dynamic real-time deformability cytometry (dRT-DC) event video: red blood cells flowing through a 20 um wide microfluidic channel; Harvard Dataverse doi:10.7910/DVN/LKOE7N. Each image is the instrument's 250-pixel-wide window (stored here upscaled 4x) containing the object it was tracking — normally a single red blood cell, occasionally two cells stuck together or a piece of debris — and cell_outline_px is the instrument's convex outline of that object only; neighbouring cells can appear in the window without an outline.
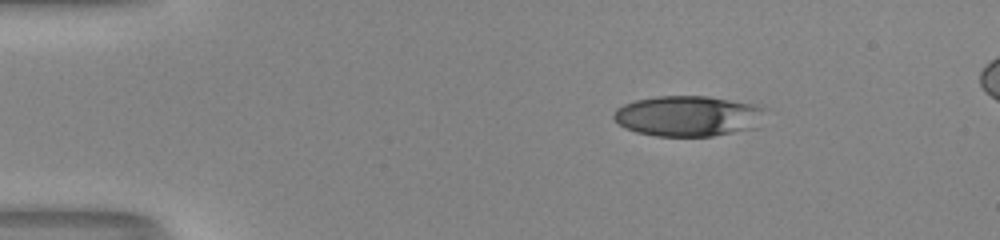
{"species": "human", "species_latin": "Homo sapiens", "temperature_condition": "room temperature", "stored_images_in_passage": 44, "camera_frame_rate_fps": 3000, "um_per_image_px": 0.085, "donor": {"sex": "male"}, "frame": {"image": 1, "passage_image": 1, "time_ms": 0.0, "image_size_px": [1000, 240], "cell_outline_px": [[768, 108], [760, 128], [712, 136], [656, 136], [636, 132], [624, 128], [612, 116], [612, 112], [616, 108], [624, 104], [636, 100], [656, 96], [708, 96], [756, 104]], "centroid_in_image_um": [58.57, 9.86], "position_along_channel_um": 26.4, "area_um2": 36.59}}
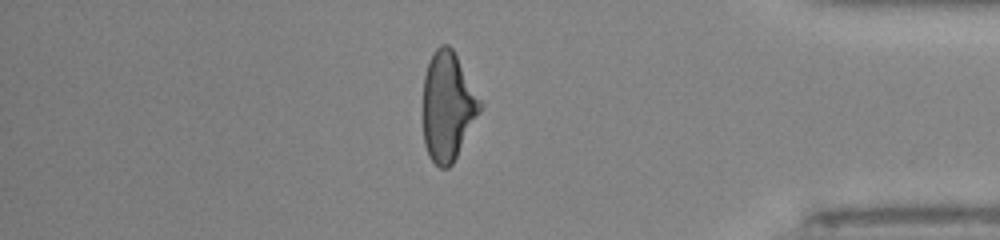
{"frame": {"image": 2, "passage_image": 37, "time_ms": 12.0, "image_size_px": [1000, 240], "cell_outline_px": [[484, 104], [480, 112], [452, 164], [448, 168], [440, 168], [428, 156], [424, 144], [424, 76], [432, 52], [440, 44], [448, 44], [452, 48]], "centroid_in_image_um": [38.07, 9.03], "position_along_channel_um": 397.1, "area_um2": 36.01}}
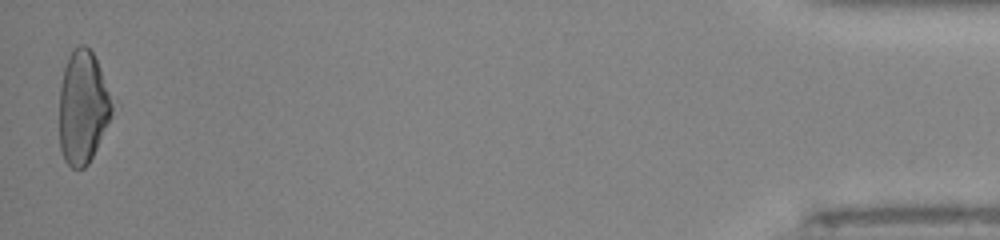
{"frame": {"image": 3, "passage_image": 44, "time_ms": 14.333, "image_size_px": [1000, 240], "cell_outline_px": [[120, 108], [88, 164], [84, 168], [72, 168], [64, 160], [60, 148], [60, 88], [64, 68], [68, 56], [72, 48], [80, 44], [84, 44], [92, 52], [120, 104]], "centroid_in_image_um": [7.17, 9.11], "position_along_channel_um": 428.0, "area_um2": 36.7}, "authors_computed_cell_mechanics": {"area_um2": 36.9631, "velocity_mm_per_s": 4.0376, "shape_relaxation_time_tau1_ms": null, "shape_relaxation_time_tau2_ms": 1.4722, "deformation_change_tau1": null, "deformation_change_tau2": 0.0973}}